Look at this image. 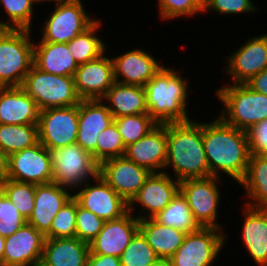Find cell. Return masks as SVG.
<instances>
[{"mask_svg":"<svg viewBox=\"0 0 267 266\" xmlns=\"http://www.w3.org/2000/svg\"><path fill=\"white\" fill-rule=\"evenodd\" d=\"M203 123V146L209 176L225 173L238 184L243 180L250 158L247 132L226 124L219 116Z\"/></svg>","mask_w":267,"mask_h":266,"instance_id":"cell-1","label":"cell"},{"mask_svg":"<svg viewBox=\"0 0 267 266\" xmlns=\"http://www.w3.org/2000/svg\"><path fill=\"white\" fill-rule=\"evenodd\" d=\"M167 159L178 181L209 177V166L203 146V123L192 119L185 123H167ZM167 167V168H166Z\"/></svg>","mask_w":267,"mask_h":266,"instance_id":"cell-2","label":"cell"},{"mask_svg":"<svg viewBox=\"0 0 267 266\" xmlns=\"http://www.w3.org/2000/svg\"><path fill=\"white\" fill-rule=\"evenodd\" d=\"M162 66L154 77L145 84L148 114L158 123H185L188 115V78L179 70ZM187 79V80H186Z\"/></svg>","mask_w":267,"mask_h":266,"instance_id":"cell-3","label":"cell"},{"mask_svg":"<svg viewBox=\"0 0 267 266\" xmlns=\"http://www.w3.org/2000/svg\"><path fill=\"white\" fill-rule=\"evenodd\" d=\"M217 100L224 106L218 115L226 124L248 132L267 119V96L246 84H228L217 89Z\"/></svg>","mask_w":267,"mask_h":266,"instance_id":"cell-4","label":"cell"},{"mask_svg":"<svg viewBox=\"0 0 267 266\" xmlns=\"http://www.w3.org/2000/svg\"><path fill=\"white\" fill-rule=\"evenodd\" d=\"M31 31L9 29L0 38V87L22 86L26 74L33 67Z\"/></svg>","mask_w":267,"mask_h":266,"instance_id":"cell-5","label":"cell"},{"mask_svg":"<svg viewBox=\"0 0 267 266\" xmlns=\"http://www.w3.org/2000/svg\"><path fill=\"white\" fill-rule=\"evenodd\" d=\"M21 87L34 99L39 110L71 107L82 100L77 94L73 76L46 73L34 65Z\"/></svg>","mask_w":267,"mask_h":266,"instance_id":"cell-6","label":"cell"},{"mask_svg":"<svg viewBox=\"0 0 267 266\" xmlns=\"http://www.w3.org/2000/svg\"><path fill=\"white\" fill-rule=\"evenodd\" d=\"M48 151L53 182L71 192L99 174V164L92 154L76 143Z\"/></svg>","mask_w":267,"mask_h":266,"instance_id":"cell-7","label":"cell"},{"mask_svg":"<svg viewBox=\"0 0 267 266\" xmlns=\"http://www.w3.org/2000/svg\"><path fill=\"white\" fill-rule=\"evenodd\" d=\"M42 24L41 39L51 43H68L88 29L97 19L84 9L81 0H66L55 5Z\"/></svg>","mask_w":267,"mask_h":266,"instance_id":"cell-8","label":"cell"},{"mask_svg":"<svg viewBox=\"0 0 267 266\" xmlns=\"http://www.w3.org/2000/svg\"><path fill=\"white\" fill-rule=\"evenodd\" d=\"M227 239V235L219 228L201 227L195 232L186 234L182 245L168 259V264L169 266H212Z\"/></svg>","mask_w":267,"mask_h":266,"instance_id":"cell-9","label":"cell"},{"mask_svg":"<svg viewBox=\"0 0 267 266\" xmlns=\"http://www.w3.org/2000/svg\"><path fill=\"white\" fill-rule=\"evenodd\" d=\"M221 178H189L180 181V192L186 198L190 211L201 227L224 226L217 222L218 208L221 202L219 183Z\"/></svg>","mask_w":267,"mask_h":266,"instance_id":"cell-10","label":"cell"},{"mask_svg":"<svg viewBox=\"0 0 267 266\" xmlns=\"http://www.w3.org/2000/svg\"><path fill=\"white\" fill-rule=\"evenodd\" d=\"M170 173L172 172L151 173L143 187L128 203V211L137 216L138 220L154 218L178 194L180 191V181L173 178ZM136 204H140L142 207L137 215L134 214V211L137 210L135 209L137 208Z\"/></svg>","mask_w":267,"mask_h":266,"instance_id":"cell-11","label":"cell"},{"mask_svg":"<svg viewBox=\"0 0 267 266\" xmlns=\"http://www.w3.org/2000/svg\"><path fill=\"white\" fill-rule=\"evenodd\" d=\"M78 132V105L49 108L39 112V142L47 149L76 143Z\"/></svg>","mask_w":267,"mask_h":266,"instance_id":"cell-12","label":"cell"},{"mask_svg":"<svg viewBox=\"0 0 267 266\" xmlns=\"http://www.w3.org/2000/svg\"><path fill=\"white\" fill-rule=\"evenodd\" d=\"M92 181H95L94 185ZM92 181L85 182L73 192V198L81 207L88 209L104 221L118 219L128 212V203L107 184L100 174Z\"/></svg>","mask_w":267,"mask_h":266,"instance_id":"cell-13","label":"cell"},{"mask_svg":"<svg viewBox=\"0 0 267 266\" xmlns=\"http://www.w3.org/2000/svg\"><path fill=\"white\" fill-rule=\"evenodd\" d=\"M225 61L224 71L232 78L231 84H245L267 68V33L248 38Z\"/></svg>","mask_w":267,"mask_h":266,"instance_id":"cell-14","label":"cell"},{"mask_svg":"<svg viewBox=\"0 0 267 266\" xmlns=\"http://www.w3.org/2000/svg\"><path fill=\"white\" fill-rule=\"evenodd\" d=\"M8 179L46 184L53 182L49 151L40 142L8 156Z\"/></svg>","mask_w":267,"mask_h":266,"instance_id":"cell-15","label":"cell"},{"mask_svg":"<svg viewBox=\"0 0 267 266\" xmlns=\"http://www.w3.org/2000/svg\"><path fill=\"white\" fill-rule=\"evenodd\" d=\"M151 173L125 156L105 160L99 165L100 176L127 203L143 187Z\"/></svg>","mask_w":267,"mask_h":266,"instance_id":"cell-16","label":"cell"},{"mask_svg":"<svg viewBox=\"0 0 267 266\" xmlns=\"http://www.w3.org/2000/svg\"><path fill=\"white\" fill-rule=\"evenodd\" d=\"M105 52L97 59L79 65L73 75L77 94L82 100L102 99L114 84L113 62Z\"/></svg>","mask_w":267,"mask_h":266,"instance_id":"cell-17","label":"cell"},{"mask_svg":"<svg viewBox=\"0 0 267 266\" xmlns=\"http://www.w3.org/2000/svg\"><path fill=\"white\" fill-rule=\"evenodd\" d=\"M114 122V117L101 99L81 100L78 104L76 144L91 153L96 161L97 137Z\"/></svg>","mask_w":267,"mask_h":266,"instance_id":"cell-18","label":"cell"},{"mask_svg":"<svg viewBox=\"0 0 267 266\" xmlns=\"http://www.w3.org/2000/svg\"><path fill=\"white\" fill-rule=\"evenodd\" d=\"M139 230V220L128 211L122 217L105 221L99 234L89 244V254L119 257Z\"/></svg>","mask_w":267,"mask_h":266,"instance_id":"cell-19","label":"cell"},{"mask_svg":"<svg viewBox=\"0 0 267 266\" xmlns=\"http://www.w3.org/2000/svg\"><path fill=\"white\" fill-rule=\"evenodd\" d=\"M111 59L116 82L143 87L164 66L151 53L141 48L126 51Z\"/></svg>","mask_w":267,"mask_h":266,"instance_id":"cell-20","label":"cell"},{"mask_svg":"<svg viewBox=\"0 0 267 266\" xmlns=\"http://www.w3.org/2000/svg\"><path fill=\"white\" fill-rule=\"evenodd\" d=\"M45 236L29 223L5 238L3 266H32L42 259Z\"/></svg>","mask_w":267,"mask_h":266,"instance_id":"cell-21","label":"cell"},{"mask_svg":"<svg viewBox=\"0 0 267 266\" xmlns=\"http://www.w3.org/2000/svg\"><path fill=\"white\" fill-rule=\"evenodd\" d=\"M124 156L152 173L164 172L167 159L166 124H158L147 135L128 145Z\"/></svg>","mask_w":267,"mask_h":266,"instance_id":"cell-22","label":"cell"},{"mask_svg":"<svg viewBox=\"0 0 267 266\" xmlns=\"http://www.w3.org/2000/svg\"><path fill=\"white\" fill-rule=\"evenodd\" d=\"M72 197L69 189L55 182L36 184L35 206L27 223L45 236L56 214Z\"/></svg>","mask_w":267,"mask_h":266,"instance_id":"cell-23","label":"cell"},{"mask_svg":"<svg viewBox=\"0 0 267 266\" xmlns=\"http://www.w3.org/2000/svg\"><path fill=\"white\" fill-rule=\"evenodd\" d=\"M242 205V244L257 266H267V209Z\"/></svg>","mask_w":267,"mask_h":266,"instance_id":"cell-24","label":"cell"},{"mask_svg":"<svg viewBox=\"0 0 267 266\" xmlns=\"http://www.w3.org/2000/svg\"><path fill=\"white\" fill-rule=\"evenodd\" d=\"M39 108L21 86L0 87V124H38Z\"/></svg>","mask_w":267,"mask_h":266,"instance_id":"cell-25","label":"cell"},{"mask_svg":"<svg viewBox=\"0 0 267 266\" xmlns=\"http://www.w3.org/2000/svg\"><path fill=\"white\" fill-rule=\"evenodd\" d=\"M34 42L33 65L39 70L61 76H73L79 65L70 54L68 43Z\"/></svg>","mask_w":267,"mask_h":266,"instance_id":"cell-26","label":"cell"},{"mask_svg":"<svg viewBox=\"0 0 267 266\" xmlns=\"http://www.w3.org/2000/svg\"><path fill=\"white\" fill-rule=\"evenodd\" d=\"M89 244L75 238L45 239L41 261L48 266H87Z\"/></svg>","mask_w":267,"mask_h":266,"instance_id":"cell-27","label":"cell"},{"mask_svg":"<svg viewBox=\"0 0 267 266\" xmlns=\"http://www.w3.org/2000/svg\"><path fill=\"white\" fill-rule=\"evenodd\" d=\"M101 100L106 103L114 118L148 113L146 91L143 86L115 81Z\"/></svg>","mask_w":267,"mask_h":266,"instance_id":"cell-28","label":"cell"},{"mask_svg":"<svg viewBox=\"0 0 267 266\" xmlns=\"http://www.w3.org/2000/svg\"><path fill=\"white\" fill-rule=\"evenodd\" d=\"M139 230L161 260L170 259L187 234L174 227L162 225L154 218L139 220Z\"/></svg>","mask_w":267,"mask_h":266,"instance_id":"cell-29","label":"cell"},{"mask_svg":"<svg viewBox=\"0 0 267 266\" xmlns=\"http://www.w3.org/2000/svg\"><path fill=\"white\" fill-rule=\"evenodd\" d=\"M247 198L245 205L267 209V154H251L243 180L239 183Z\"/></svg>","mask_w":267,"mask_h":266,"instance_id":"cell-30","label":"cell"},{"mask_svg":"<svg viewBox=\"0 0 267 266\" xmlns=\"http://www.w3.org/2000/svg\"><path fill=\"white\" fill-rule=\"evenodd\" d=\"M101 26L102 21L96 20L88 29L68 42L70 54L78 65L97 59L108 51L107 44L97 35Z\"/></svg>","mask_w":267,"mask_h":266,"instance_id":"cell-31","label":"cell"},{"mask_svg":"<svg viewBox=\"0 0 267 266\" xmlns=\"http://www.w3.org/2000/svg\"><path fill=\"white\" fill-rule=\"evenodd\" d=\"M154 219L162 225L174 227L185 233L195 232L201 228L180 191Z\"/></svg>","mask_w":267,"mask_h":266,"instance_id":"cell-32","label":"cell"},{"mask_svg":"<svg viewBox=\"0 0 267 266\" xmlns=\"http://www.w3.org/2000/svg\"><path fill=\"white\" fill-rule=\"evenodd\" d=\"M39 142L38 124H0V149L8 156Z\"/></svg>","mask_w":267,"mask_h":266,"instance_id":"cell-33","label":"cell"},{"mask_svg":"<svg viewBox=\"0 0 267 266\" xmlns=\"http://www.w3.org/2000/svg\"><path fill=\"white\" fill-rule=\"evenodd\" d=\"M0 190L27 221L35 206L36 184L7 179L0 184Z\"/></svg>","mask_w":267,"mask_h":266,"instance_id":"cell-34","label":"cell"},{"mask_svg":"<svg viewBox=\"0 0 267 266\" xmlns=\"http://www.w3.org/2000/svg\"><path fill=\"white\" fill-rule=\"evenodd\" d=\"M114 123L123 136L125 147L135 143L158 125L148 113L120 116L114 118Z\"/></svg>","mask_w":267,"mask_h":266,"instance_id":"cell-35","label":"cell"},{"mask_svg":"<svg viewBox=\"0 0 267 266\" xmlns=\"http://www.w3.org/2000/svg\"><path fill=\"white\" fill-rule=\"evenodd\" d=\"M160 260L140 230L120 256L121 266H152Z\"/></svg>","mask_w":267,"mask_h":266,"instance_id":"cell-36","label":"cell"},{"mask_svg":"<svg viewBox=\"0 0 267 266\" xmlns=\"http://www.w3.org/2000/svg\"><path fill=\"white\" fill-rule=\"evenodd\" d=\"M34 5L33 0H0V7L3 6L8 18L4 23L9 29L31 30Z\"/></svg>","mask_w":267,"mask_h":266,"instance_id":"cell-37","label":"cell"},{"mask_svg":"<svg viewBox=\"0 0 267 266\" xmlns=\"http://www.w3.org/2000/svg\"><path fill=\"white\" fill-rule=\"evenodd\" d=\"M125 148L123 136L113 122L97 137L96 162L100 165L105 160L124 156Z\"/></svg>","mask_w":267,"mask_h":266,"instance_id":"cell-38","label":"cell"},{"mask_svg":"<svg viewBox=\"0 0 267 266\" xmlns=\"http://www.w3.org/2000/svg\"><path fill=\"white\" fill-rule=\"evenodd\" d=\"M77 201L72 197L54 217L50 231L45 235L49 238H75L76 237Z\"/></svg>","mask_w":267,"mask_h":266,"instance_id":"cell-39","label":"cell"},{"mask_svg":"<svg viewBox=\"0 0 267 266\" xmlns=\"http://www.w3.org/2000/svg\"><path fill=\"white\" fill-rule=\"evenodd\" d=\"M157 3L159 17L164 21L203 13V7L197 0H157Z\"/></svg>","mask_w":267,"mask_h":266,"instance_id":"cell-40","label":"cell"},{"mask_svg":"<svg viewBox=\"0 0 267 266\" xmlns=\"http://www.w3.org/2000/svg\"><path fill=\"white\" fill-rule=\"evenodd\" d=\"M105 221L77 202L76 237L88 244L99 234Z\"/></svg>","mask_w":267,"mask_h":266,"instance_id":"cell-41","label":"cell"},{"mask_svg":"<svg viewBox=\"0 0 267 266\" xmlns=\"http://www.w3.org/2000/svg\"><path fill=\"white\" fill-rule=\"evenodd\" d=\"M26 223L17 208L0 190V235L9 237Z\"/></svg>","mask_w":267,"mask_h":266,"instance_id":"cell-42","label":"cell"},{"mask_svg":"<svg viewBox=\"0 0 267 266\" xmlns=\"http://www.w3.org/2000/svg\"><path fill=\"white\" fill-rule=\"evenodd\" d=\"M209 10V11H208ZM252 0H209L203 6V13L217 12L219 15H234L242 13L257 12Z\"/></svg>","mask_w":267,"mask_h":266,"instance_id":"cell-43","label":"cell"},{"mask_svg":"<svg viewBox=\"0 0 267 266\" xmlns=\"http://www.w3.org/2000/svg\"><path fill=\"white\" fill-rule=\"evenodd\" d=\"M250 154H267V119L247 132Z\"/></svg>","mask_w":267,"mask_h":266,"instance_id":"cell-44","label":"cell"},{"mask_svg":"<svg viewBox=\"0 0 267 266\" xmlns=\"http://www.w3.org/2000/svg\"><path fill=\"white\" fill-rule=\"evenodd\" d=\"M87 266H121L120 258L112 255L89 254Z\"/></svg>","mask_w":267,"mask_h":266,"instance_id":"cell-45","label":"cell"},{"mask_svg":"<svg viewBox=\"0 0 267 266\" xmlns=\"http://www.w3.org/2000/svg\"><path fill=\"white\" fill-rule=\"evenodd\" d=\"M250 89L255 92L267 96V68L245 83Z\"/></svg>","mask_w":267,"mask_h":266,"instance_id":"cell-46","label":"cell"},{"mask_svg":"<svg viewBox=\"0 0 267 266\" xmlns=\"http://www.w3.org/2000/svg\"><path fill=\"white\" fill-rule=\"evenodd\" d=\"M8 179V155L0 149V184Z\"/></svg>","mask_w":267,"mask_h":266,"instance_id":"cell-47","label":"cell"},{"mask_svg":"<svg viewBox=\"0 0 267 266\" xmlns=\"http://www.w3.org/2000/svg\"><path fill=\"white\" fill-rule=\"evenodd\" d=\"M5 238L0 235V266H3Z\"/></svg>","mask_w":267,"mask_h":266,"instance_id":"cell-48","label":"cell"},{"mask_svg":"<svg viewBox=\"0 0 267 266\" xmlns=\"http://www.w3.org/2000/svg\"><path fill=\"white\" fill-rule=\"evenodd\" d=\"M63 1H66V0H33V2L35 3V6L38 5V3L40 4V3H45V2H46V3H47V2H48V3H50V2H52V3L55 2L54 5H56L57 3H59V2H63Z\"/></svg>","mask_w":267,"mask_h":266,"instance_id":"cell-49","label":"cell"},{"mask_svg":"<svg viewBox=\"0 0 267 266\" xmlns=\"http://www.w3.org/2000/svg\"><path fill=\"white\" fill-rule=\"evenodd\" d=\"M9 30L8 26L0 21V38Z\"/></svg>","mask_w":267,"mask_h":266,"instance_id":"cell-50","label":"cell"},{"mask_svg":"<svg viewBox=\"0 0 267 266\" xmlns=\"http://www.w3.org/2000/svg\"><path fill=\"white\" fill-rule=\"evenodd\" d=\"M152 266H169L168 260H160Z\"/></svg>","mask_w":267,"mask_h":266,"instance_id":"cell-51","label":"cell"},{"mask_svg":"<svg viewBox=\"0 0 267 266\" xmlns=\"http://www.w3.org/2000/svg\"><path fill=\"white\" fill-rule=\"evenodd\" d=\"M32 266H48V265H46L44 262L40 260V261L35 262Z\"/></svg>","mask_w":267,"mask_h":266,"instance_id":"cell-52","label":"cell"},{"mask_svg":"<svg viewBox=\"0 0 267 266\" xmlns=\"http://www.w3.org/2000/svg\"><path fill=\"white\" fill-rule=\"evenodd\" d=\"M209 0H197V2L203 7Z\"/></svg>","mask_w":267,"mask_h":266,"instance_id":"cell-53","label":"cell"}]
</instances>
